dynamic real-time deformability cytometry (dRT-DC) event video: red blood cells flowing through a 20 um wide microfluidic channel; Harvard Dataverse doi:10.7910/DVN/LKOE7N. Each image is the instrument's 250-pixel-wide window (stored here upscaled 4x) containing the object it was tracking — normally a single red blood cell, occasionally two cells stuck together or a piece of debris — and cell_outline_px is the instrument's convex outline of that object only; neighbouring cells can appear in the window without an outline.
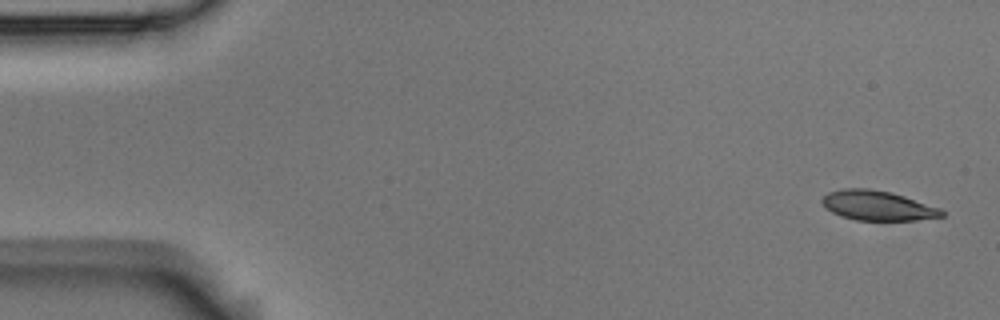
{"species": "Egyptian fruit bat (a non-hibernating species)", "species_latin": "Rousettus aegyptiacus", "temperature_condition": "room temperature", "stored_images_in_passage": 5, "camera_frame_rate_fps": 3000, "um_per_image_px": 0.085, "animal": {"sex": "male"}, "frame": {"image": 1, "passage_image": 1, "time_ms": 0.0, "image_size_px": [1000, 320], "cell_outline_px": [[944, 216], [916, 220], [856, 220], [840, 216], [832, 212], [820, 200], [828, 192], [844, 188], [868, 188], [892, 192], [940, 208], [944, 212]], "centroid_in_image_um": [74.59, 17.47], "position_along_channel_um": 10.4, "area_um2": 20.63}}
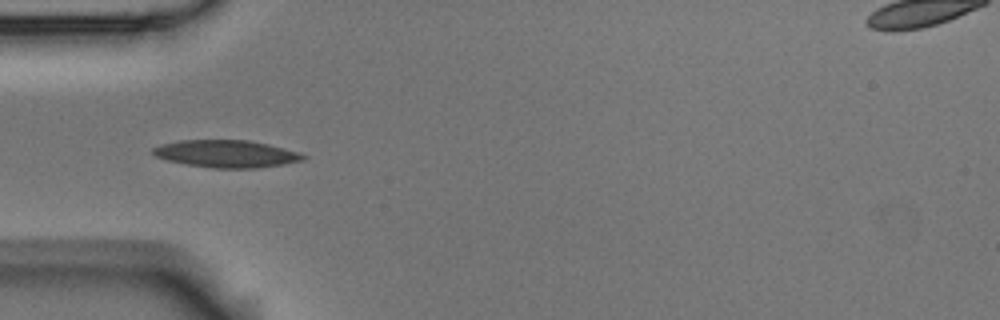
{"frame": {"image": 2, "passage_image": 4, "time_ms": 1.0, "image_size_px": [1000, 320], "cell_outline_px": [[308, 156], [304, 160], [284, 164], [256, 168], [212, 168], [188, 164], [168, 160], [156, 156], [152, 152], [152, 148], [160, 144], [180, 140], [248, 140], [268, 144], [300, 152]], "centroid_in_image_um": [19.27, 13.07], "position_along_channel_um": 65.7, "area_um2": 23.93}}